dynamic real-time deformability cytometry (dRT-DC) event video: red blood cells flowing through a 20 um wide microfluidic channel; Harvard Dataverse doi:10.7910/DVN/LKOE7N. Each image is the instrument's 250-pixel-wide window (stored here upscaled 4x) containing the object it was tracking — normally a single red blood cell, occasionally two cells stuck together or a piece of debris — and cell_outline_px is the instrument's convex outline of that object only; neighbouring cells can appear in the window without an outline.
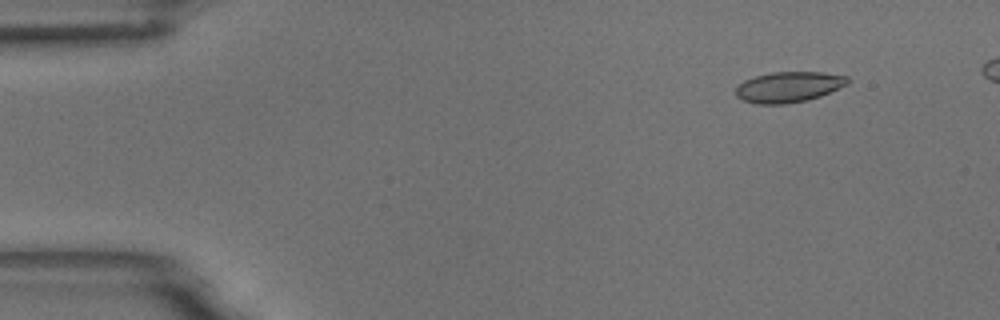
{"species": "common noctule bat (a hibernating species)", "species_latin": "Nyctalus noctula", "temperature_condition": "room temperature", "stored_images_in_passage": 5, "camera_frame_rate_fps": 3000, "um_per_image_px": 0.085, "animal": {"sex": "male", "body_mass_g": 18.8}, "frame": {"image": 1, "passage_image": 2, "time_ms": 0.333, "image_size_px": [1000, 320], "cell_outline_px": [[848, 84], [820, 96], [808, 100], [784, 104], [756, 104], [744, 100], [736, 96], [736, 88], [744, 80], [756, 76], [772, 72], [824, 72], [848, 76]], "centroid_in_image_um": [67.04, 7.39], "position_along_channel_um": 18.0, "area_um2": 19.88}}